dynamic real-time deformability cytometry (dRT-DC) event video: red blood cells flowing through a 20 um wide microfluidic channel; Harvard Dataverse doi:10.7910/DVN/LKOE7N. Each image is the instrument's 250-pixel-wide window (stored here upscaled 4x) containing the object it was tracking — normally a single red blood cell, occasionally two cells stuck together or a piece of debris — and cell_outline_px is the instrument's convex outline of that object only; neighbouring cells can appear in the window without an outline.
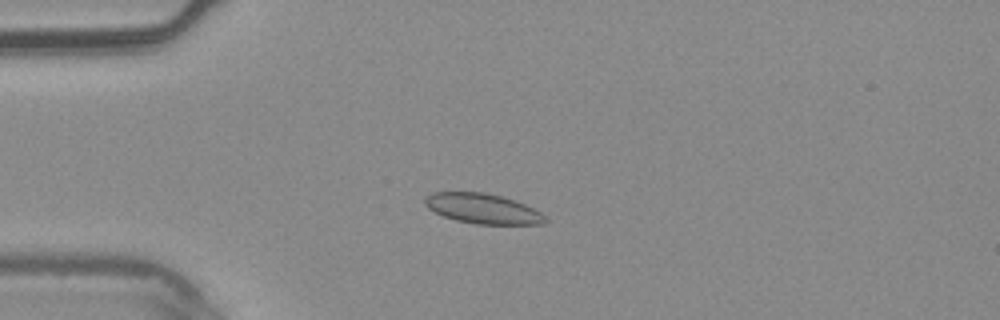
{"species": "common noctule bat (a hibernating species)", "species_latin": "Nyctalus noctula", "temperature_condition": "warm", "stored_images_in_passage": 4, "camera_frame_rate_fps": 3000, "um_per_image_px": 0.085, "animal": {"sex": "male", "body_mass_g": 20.4}, "frame": {"image": 1, "passage_image": 3, "time_ms": 0.667, "image_size_px": [1000, 320], "cell_outline_px": [[548, 220], [544, 224], [476, 224], [456, 220], [444, 216], [428, 208], [424, 204], [424, 196], [432, 192], [484, 192], [500, 196], [524, 204], [540, 212]], "centroid_in_image_um": [41.0, 17.73], "position_along_channel_um": 44.0, "area_um2": 20.92}}